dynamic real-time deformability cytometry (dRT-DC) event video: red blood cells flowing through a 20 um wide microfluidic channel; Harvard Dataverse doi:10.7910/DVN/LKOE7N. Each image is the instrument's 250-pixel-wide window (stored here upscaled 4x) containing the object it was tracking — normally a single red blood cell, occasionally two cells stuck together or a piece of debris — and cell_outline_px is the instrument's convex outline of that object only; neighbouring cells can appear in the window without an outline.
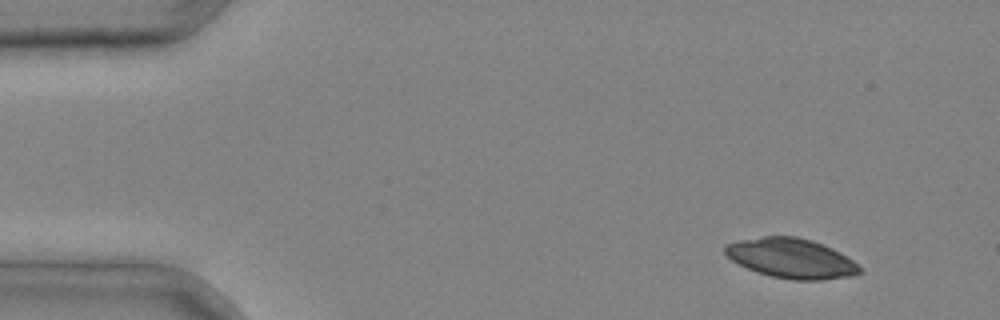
{"species": "common noctule bat (a hibernating species)", "species_latin": "Nyctalus noctula", "temperature_condition": "cold", "stored_images_in_passage": 4, "segment_of_instrument_passage": [1, 2], "camera_frame_rate_fps": 3000, "um_per_image_px": 0.085, "animal": {"sex": "male", "body_mass_g": 20.4}, "frame": {"image": 1, "passage_image": 1, "time_ms": 0.0, "image_size_px": [1000, 320], "cell_outline_px": [[860, 272], [852, 276], [820, 280], [792, 280], [772, 276], [756, 272], [732, 260], [724, 252], [724, 248], [728, 244], [740, 240], [764, 236], [796, 236], [812, 240], [832, 248], [840, 252], [852, 260], [860, 268]], "centroid_in_image_um": [67.26, 21.95], "position_along_channel_um": 17.7, "area_um2": 30.92}}
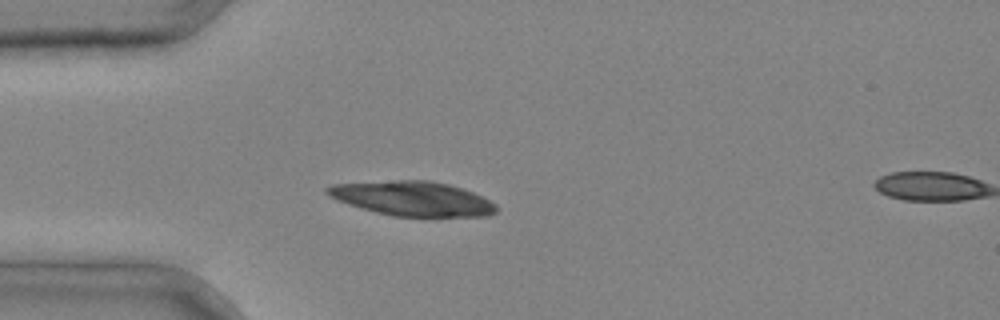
{"frame": {"image": 2, "passage_image": 3, "time_ms": 0.667, "image_size_px": [1000, 320], "cell_outline_px": [[496, 212], [488, 216], [392, 216], [376, 212], [348, 204], [324, 192], [324, 188], [332, 184], [396, 180], [428, 180], [448, 184], [472, 192], [496, 204]], "centroid_in_image_um": [35.05, 16.87], "position_along_channel_um": 50.0, "area_um2": 33.58}}